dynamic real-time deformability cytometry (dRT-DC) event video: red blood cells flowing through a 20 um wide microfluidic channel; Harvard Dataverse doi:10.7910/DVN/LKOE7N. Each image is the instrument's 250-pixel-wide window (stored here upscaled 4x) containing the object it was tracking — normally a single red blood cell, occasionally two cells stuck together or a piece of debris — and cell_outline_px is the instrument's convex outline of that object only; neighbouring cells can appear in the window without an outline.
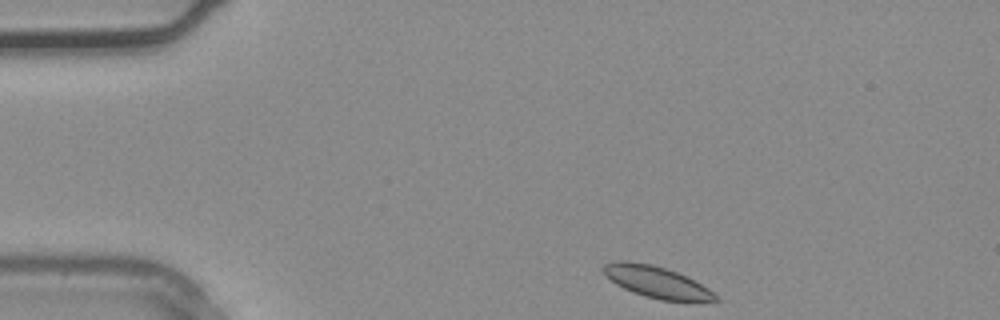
{"species": "common noctule bat (a hibernating species)", "species_latin": "Nyctalus noctula", "temperature_condition": "warm", "stored_images_in_passage": 32, "camera_frame_rate_fps": 3000, "um_per_image_px": 0.085, "animal": {"sex": "male", "body_mass_g": 20.4}, "frame": {"image": 1, "passage_image": 1, "time_ms": 0.0, "image_size_px": [1000, 320], "cell_outline_px": [[720, 300], [660, 300], [644, 296], [632, 292], [616, 284], [600, 268], [604, 264], [616, 260], [628, 260], [652, 264], [668, 268], [688, 276], [708, 288]], "centroid_in_image_um": [55.77, 23.93], "position_along_channel_um": 29.2, "area_um2": 20.52}}
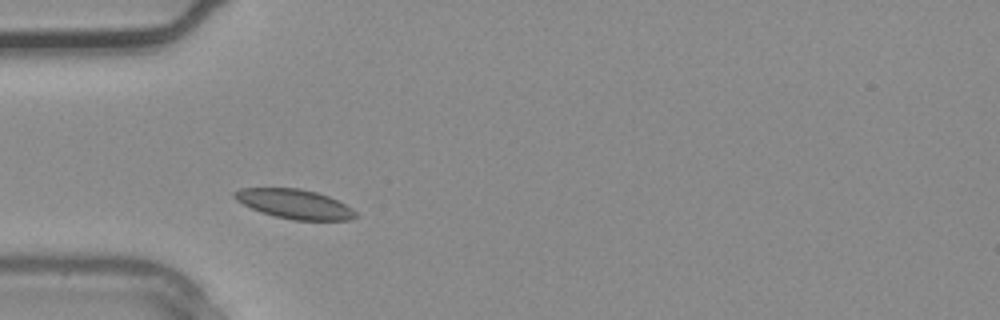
{"frame": {"image": 2, "passage_image": 6, "time_ms": 1.667, "image_size_px": [1000, 320], "cell_outline_px": [[360, 216], [352, 220], [292, 220], [260, 212], [236, 200], [232, 196], [232, 192], [240, 188], [300, 188], [316, 192], [328, 196], [352, 208]], "centroid_in_image_um": [25.04, 17.34], "position_along_channel_um": 60.0, "area_um2": 20.81}}
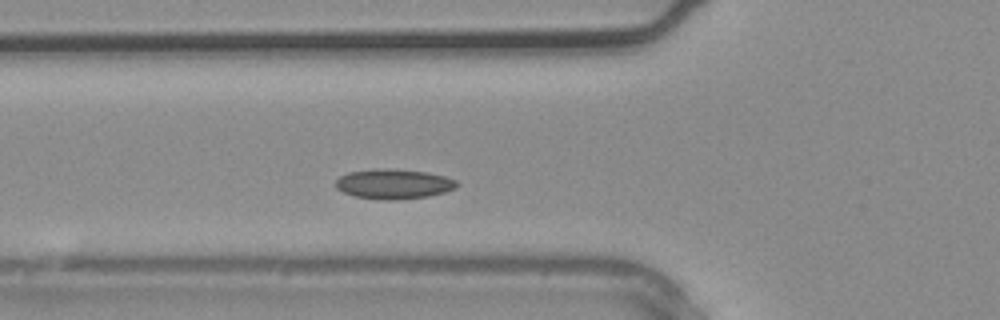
{"frame": {"image": 3, "passage_image": 8, "time_ms": 2.333, "image_size_px": [1000, 320], "cell_outline_px": [[460, 184], [456, 188], [444, 192], [428, 196], [396, 200], [384, 200], [356, 196], [344, 192], [336, 188], [336, 180], [340, 176], [348, 172], [376, 168], [380, 168], [428, 172], [444, 176], [456, 180]], "centroid_in_image_um": [33.48, 15.63], "position_along_channel_um": 92.3, "area_um2": 21.04}}